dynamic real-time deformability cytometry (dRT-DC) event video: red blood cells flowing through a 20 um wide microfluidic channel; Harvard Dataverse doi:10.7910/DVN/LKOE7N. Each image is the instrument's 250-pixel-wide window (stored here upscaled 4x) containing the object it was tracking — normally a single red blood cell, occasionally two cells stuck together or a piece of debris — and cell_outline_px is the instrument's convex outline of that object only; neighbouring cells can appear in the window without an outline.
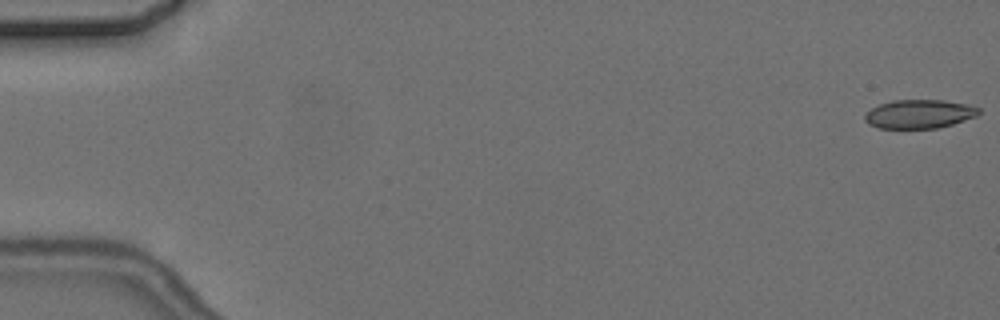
{"species": "common noctule bat (a hibernating species)", "species_latin": "Nyctalus noctula", "temperature_condition": "cold", "stored_images_in_passage": 2, "camera_frame_rate_fps": 3000, "um_per_image_px": 0.085, "animal": {"sex": "female", "body_mass_g": 24.6, "forearm_length_mm": 56.2}, "frame": {"image": 1, "passage_image": 2, "time_ms": 2.333, "image_size_px": [1000, 320], "cell_outline_px": [[980, 112], [976, 116], [952, 124], [936, 128], [880, 128], [868, 124], [864, 120], [864, 116], [872, 108], [880, 104], [892, 100], [944, 100], [968, 104], [980, 108]], "centroid_in_image_um": [78.14, 9.68], "position_along_channel_um": 6.9, "area_um2": 19.02}}